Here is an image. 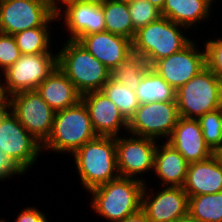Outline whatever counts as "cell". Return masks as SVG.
Wrapping results in <instances>:
<instances>
[{"instance_id":"obj_21","label":"cell","mask_w":222,"mask_h":222,"mask_svg":"<svg viewBox=\"0 0 222 222\" xmlns=\"http://www.w3.org/2000/svg\"><path fill=\"white\" fill-rule=\"evenodd\" d=\"M214 4L211 0H165L161 15L195 31L205 21L213 20L210 18L214 16Z\"/></svg>"},{"instance_id":"obj_15","label":"cell","mask_w":222,"mask_h":222,"mask_svg":"<svg viewBox=\"0 0 222 222\" xmlns=\"http://www.w3.org/2000/svg\"><path fill=\"white\" fill-rule=\"evenodd\" d=\"M56 15L59 21L56 23L60 25L62 21V31L68 32L65 34L64 40L78 41L82 36L105 31L104 13L101 5L73 0L66 2L58 9Z\"/></svg>"},{"instance_id":"obj_5","label":"cell","mask_w":222,"mask_h":222,"mask_svg":"<svg viewBox=\"0 0 222 222\" xmlns=\"http://www.w3.org/2000/svg\"><path fill=\"white\" fill-rule=\"evenodd\" d=\"M88 110L80 101L75 106L55 112L51 133L42 144V152L70 154L95 139Z\"/></svg>"},{"instance_id":"obj_39","label":"cell","mask_w":222,"mask_h":222,"mask_svg":"<svg viewBox=\"0 0 222 222\" xmlns=\"http://www.w3.org/2000/svg\"><path fill=\"white\" fill-rule=\"evenodd\" d=\"M158 9L162 10L165 0H147Z\"/></svg>"},{"instance_id":"obj_44","label":"cell","mask_w":222,"mask_h":222,"mask_svg":"<svg viewBox=\"0 0 222 222\" xmlns=\"http://www.w3.org/2000/svg\"><path fill=\"white\" fill-rule=\"evenodd\" d=\"M0 222H9V221H6V219L0 218Z\"/></svg>"},{"instance_id":"obj_33","label":"cell","mask_w":222,"mask_h":222,"mask_svg":"<svg viewBox=\"0 0 222 222\" xmlns=\"http://www.w3.org/2000/svg\"><path fill=\"white\" fill-rule=\"evenodd\" d=\"M45 213L38 209V207H23L18 215L14 218V222H49V217Z\"/></svg>"},{"instance_id":"obj_25","label":"cell","mask_w":222,"mask_h":222,"mask_svg":"<svg viewBox=\"0 0 222 222\" xmlns=\"http://www.w3.org/2000/svg\"><path fill=\"white\" fill-rule=\"evenodd\" d=\"M101 7L104 13L105 31L133 41L136 31L133 28L128 3L109 0Z\"/></svg>"},{"instance_id":"obj_20","label":"cell","mask_w":222,"mask_h":222,"mask_svg":"<svg viewBox=\"0 0 222 222\" xmlns=\"http://www.w3.org/2000/svg\"><path fill=\"white\" fill-rule=\"evenodd\" d=\"M183 188L188 197L222 192V168L216 157L189 163Z\"/></svg>"},{"instance_id":"obj_37","label":"cell","mask_w":222,"mask_h":222,"mask_svg":"<svg viewBox=\"0 0 222 222\" xmlns=\"http://www.w3.org/2000/svg\"><path fill=\"white\" fill-rule=\"evenodd\" d=\"M174 222H199L196 218H194L189 212Z\"/></svg>"},{"instance_id":"obj_7","label":"cell","mask_w":222,"mask_h":222,"mask_svg":"<svg viewBox=\"0 0 222 222\" xmlns=\"http://www.w3.org/2000/svg\"><path fill=\"white\" fill-rule=\"evenodd\" d=\"M0 149L25 175L42 154V144L19 122L4 105L0 109Z\"/></svg>"},{"instance_id":"obj_32","label":"cell","mask_w":222,"mask_h":222,"mask_svg":"<svg viewBox=\"0 0 222 222\" xmlns=\"http://www.w3.org/2000/svg\"><path fill=\"white\" fill-rule=\"evenodd\" d=\"M203 42L206 53V66L219 78L222 77V34L213 35ZM218 36V37H215ZM221 36V37H220Z\"/></svg>"},{"instance_id":"obj_9","label":"cell","mask_w":222,"mask_h":222,"mask_svg":"<svg viewBox=\"0 0 222 222\" xmlns=\"http://www.w3.org/2000/svg\"><path fill=\"white\" fill-rule=\"evenodd\" d=\"M58 22L47 0H0V32L15 35Z\"/></svg>"},{"instance_id":"obj_35","label":"cell","mask_w":222,"mask_h":222,"mask_svg":"<svg viewBox=\"0 0 222 222\" xmlns=\"http://www.w3.org/2000/svg\"><path fill=\"white\" fill-rule=\"evenodd\" d=\"M117 222H150V221L148 220L146 213L142 209H140L138 212L129 215L128 217Z\"/></svg>"},{"instance_id":"obj_23","label":"cell","mask_w":222,"mask_h":222,"mask_svg":"<svg viewBox=\"0 0 222 222\" xmlns=\"http://www.w3.org/2000/svg\"><path fill=\"white\" fill-rule=\"evenodd\" d=\"M136 96L140 105L155 101H176V90L149 67L137 87Z\"/></svg>"},{"instance_id":"obj_18","label":"cell","mask_w":222,"mask_h":222,"mask_svg":"<svg viewBox=\"0 0 222 222\" xmlns=\"http://www.w3.org/2000/svg\"><path fill=\"white\" fill-rule=\"evenodd\" d=\"M166 142L188 163L205 160L214 153L205 142L198 119L180 117Z\"/></svg>"},{"instance_id":"obj_27","label":"cell","mask_w":222,"mask_h":222,"mask_svg":"<svg viewBox=\"0 0 222 222\" xmlns=\"http://www.w3.org/2000/svg\"><path fill=\"white\" fill-rule=\"evenodd\" d=\"M108 98L118 107L121 114L129 122L134 116L140 102L136 96V91L131 90L112 77L104 84L102 90Z\"/></svg>"},{"instance_id":"obj_14","label":"cell","mask_w":222,"mask_h":222,"mask_svg":"<svg viewBox=\"0 0 222 222\" xmlns=\"http://www.w3.org/2000/svg\"><path fill=\"white\" fill-rule=\"evenodd\" d=\"M150 187L144 185L141 205L150 222H174L188 213L189 197L183 187H158V191Z\"/></svg>"},{"instance_id":"obj_3","label":"cell","mask_w":222,"mask_h":222,"mask_svg":"<svg viewBox=\"0 0 222 222\" xmlns=\"http://www.w3.org/2000/svg\"><path fill=\"white\" fill-rule=\"evenodd\" d=\"M187 33L189 35L188 28L161 16L136 31L133 53L143 57L151 67L156 61L185 48L194 39Z\"/></svg>"},{"instance_id":"obj_10","label":"cell","mask_w":222,"mask_h":222,"mask_svg":"<svg viewBox=\"0 0 222 222\" xmlns=\"http://www.w3.org/2000/svg\"><path fill=\"white\" fill-rule=\"evenodd\" d=\"M157 140L125 133L116 137L117 167L120 177L136 179L144 184L153 173ZM151 173V174H149Z\"/></svg>"},{"instance_id":"obj_26","label":"cell","mask_w":222,"mask_h":222,"mask_svg":"<svg viewBox=\"0 0 222 222\" xmlns=\"http://www.w3.org/2000/svg\"><path fill=\"white\" fill-rule=\"evenodd\" d=\"M188 212L199 222H222V192L190 196Z\"/></svg>"},{"instance_id":"obj_8","label":"cell","mask_w":222,"mask_h":222,"mask_svg":"<svg viewBox=\"0 0 222 222\" xmlns=\"http://www.w3.org/2000/svg\"><path fill=\"white\" fill-rule=\"evenodd\" d=\"M57 51L43 54H21L20 58L0 75L4 100L15 93L34 91L56 68Z\"/></svg>"},{"instance_id":"obj_43","label":"cell","mask_w":222,"mask_h":222,"mask_svg":"<svg viewBox=\"0 0 222 222\" xmlns=\"http://www.w3.org/2000/svg\"><path fill=\"white\" fill-rule=\"evenodd\" d=\"M219 110H220L221 115H222V102H221V104H220Z\"/></svg>"},{"instance_id":"obj_41","label":"cell","mask_w":222,"mask_h":222,"mask_svg":"<svg viewBox=\"0 0 222 222\" xmlns=\"http://www.w3.org/2000/svg\"><path fill=\"white\" fill-rule=\"evenodd\" d=\"M4 105H5V100L2 97L1 89H0V106H4Z\"/></svg>"},{"instance_id":"obj_34","label":"cell","mask_w":222,"mask_h":222,"mask_svg":"<svg viewBox=\"0 0 222 222\" xmlns=\"http://www.w3.org/2000/svg\"><path fill=\"white\" fill-rule=\"evenodd\" d=\"M17 175V178L22 175L24 177V174L13 164V162L4 155L2 150L0 149V182H3L4 180H12L11 178L15 177Z\"/></svg>"},{"instance_id":"obj_19","label":"cell","mask_w":222,"mask_h":222,"mask_svg":"<svg viewBox=\"0 0 222 222\" xmlns=\"http://www.w3.org/2000/svg\"><path fill=\"white\" fill-rule=\"evenodd\" d=\"M188 164L168 142H158L154 155L153 177H157V184L160 182L162 187H183Z\"/></svg>"},{"instance_id":"obj_36","label":"cell","mask_w":222,"mask_h":222,"mask_svg":"<svg viewBox=\"0 0 222 222\" xmlns=\"http://www.w3.org/2000/svg\"><path fill=\"white\" fill-rule=\"evenodd\" d=\"M73 1V0H47L49 5L57 11L60 9L66 2Z\"/></svg>"},{"instance_id":"obj_31","label":"cell","mask_w":222,"mask_h":222,"mask_svg":"<svg viewBox=\"0 0 222 222\" xmlns=\"http://www.w3.org/2000/svg\"><path fill=\"white\" fill-rule=\"evenodd\" d=\"M21 56L13 35L0 32V75Z\"/></svg>"},{"instance_id":"obj_11","label":"cell","mask_w":222,"mask_h":222,"mask_svg":"<svg viewBox=\"0 0 222 222\" xmlns=\"http://www.w3.org/2000/svg\"><path fill=\"white\" fill-rule=\"evenodd\" d=\"M5 105L35 139L41 144L47 140L55 111L36 90L15 93L5 100Z\"/></svg>"},{"instance_id":"obj_17","label":"cell","mask_w":222,"mask_h":222,"mask_svg":"<svg viewBox=\"0 0 222 222\" xmlns=\"http://www.w3.org/2000/svg\"><path fill=\"white\" fill-rule=\"evenodd\" d=\"M78 42L111 72L133 53L130 39L108 31L82 36Z\"/></svg>"},{"instance_id":"obj_6","label":"cell","mask_w":222,"mask_h":222,"mask_svg":"<svg viewBox=\"0 0 222 222\" xmlns=\"http://www.w3.org/2000/svg\"><path fill=\"white\" fill-rule=\"evenodd\" d=\"M180 117L198 119L219 109L222 102L221 79L207 66L176 90Z\"/></svg>"},{"instance_id":"obj_4","label":"cell","mask_w":222,"mask_h":222,"mask_svg":"<svg viewBox=\"0 0 222 222\" xmlns=\"http://www.w3.org/2000/svg\"><path fill=\"white\" fill-rule=\"evenodd\" d=\"M57 51V67L81 95L102 90L111 71L76 40H63ZM63 47V48H62Z\"/></svg>"},{"instance_id":"obj_16","label":"cell","mask_w":222,"mask_h":222,"mask_svg":"<svg viewBox=\"0 0 222 222\" xmlns=\"http://www.w3.org/2000/svg\"><path fill=\"white\" fill-rule=\"evenodd\" d=\"M81 101L88 110L93 130L98 136L117 137L128 132V121L103 91L86 93L82 95Z\"/></svg>"},{"instance_id":"obj_30","label":"cell","mask_w":222,"mask_h":222,"mask_svg":"<svg viewBox=\"0 0 222 222\" xmlns=\"http://www.w3.org/2000/svg\"><path fill=\"white\" fill-rule=\"evenodd\" d=\"M130 17L133 23V28L138 31L147 24L159 19L161 10L155 7L147 0H133L128 3Z\"/></svg>"},{"instance_id":"obj_24","label":"cell","mask_w":222,"mask_h":222,"mask_svg":"<svg viewBox=\"0 0 222 222\" xmlns=\"http://www.w3.org/2000/svg\"><path fill=\"white\" fill-rule=\"evenodd\" d=\"M51 27V28H50ZM52 26H41L36 28H30L19 32L14 36L17 46L19 47L21 54H43L54 53L57 51V46L53 41L55 34L52 31ZM53 33V35H51ZM53 45L56 46L55 48ZM53 47V48H52ZM55 49V50H54Z\"/></svg>"},{"instance_id":"obj_22","label":"cell","mask_w":222,"mask_h":222,"mask_svg":"<svg viewBox=\"0 0 222 222\" xmlns=\"http://www.w3.org/2000/svg\"><path fill=\"white\" fill-rule=\"evenodd\" d=\"M36 91L55 112L75 106L82 97L72 81L57 66Z\"/></svg>"},{"instance_id":"obj_13","label":"cell","mask_w":222,"mask_h":222,"mask_svg":"<svg viewBox=\"0 0 222 222\" xmlns=\"http://www.w3.org/2000/svg\"><path fill=\"white\" fill-rule=\"evenodd\" d=\"M195 39L196 37L182 50L156 61L151 66L175 90L206 67L204 44L202 42L198 45V40L196 42Z\"/></svg>"},{"instance_id":"obj_45","label":"cell","mask_w":222,"mask_h":222,"mask_svg":"<svg viewBox=\"0 0 222 222\" xmlns=\"http://www.w3.org/2000/svg\"><path fill=\"white\" fill-rule=\"evenodd\" d=\"M213 3L215 2V4H217V2H220V0H211Z\"/></svg>"},{"instance_id":"obj_2","label":"cell","mask_w":222,"mask_h":222,"mask_svg":"<svg viewBox=\"0 0 222 222\" xmlns=\"http://www.w3.org/2000/svg\"><path fill=\"white\" fill-rule=\"evenodd\" d=\"M144 185L136 179L118 177L88 192L90 208L108 222L121 221L141 209Z\"/></svg>"},{"instance_id":"obj_29","label":"cell","mask_w":222,"mask_h":222,"mask_svg":"<svg viewBox=\"0 0 222 222\" xmlns=\"http://www.w3.org/2000/svg\"><path fill=\"white\" fill-rule=\"evenodd\" d=\"M206 144L214 152L222 147V115L219 109L198 118Z\"/></svg>"},{"instance_id":"obj_28","label":"cell","mask_w":222,"mask_h":222,"mask_svg":"<svg viewBox=\"0 0 222 222\" xmlns=\"http://www.w3.org/2000/svg\"><path fill=\"white\" fill-rule=\"evenodd\" d=\"M149 67L143 57L132 53L111 72V77L131 90L136 91L143 75Z\"/></svg>"},{"instance_id":"obj_42","label":"cell","mask_w":222,"mask_h":222,"mask_svg":"<svg viewBox=\"0 0 222 222\" xmlns=\"http://www.w3.org/2000/svg\"><path fill=\"white\" fill-rule=\"evenodd\" d=\"M113 1L123 2V3H130V2H132L133 0H113Z\"/></svg>"},{"instance_id":"obj_12","label":"cell","mask_w":222,"mask_h":222,"mask_svg":"<svg viewBox=\"0 0 222 222\" xmlns=\"http://www.w3.org/2000/svg\"><path fill=\"white\" fill-rule=\"evenodd\" d=\"M179 118L176 101L142 104L128 122V133L167 141Z\"/></svg>"},{"instance_id":"obj_40","label":"cell","mask_w":222,"mask_h":222,"mask_svg":"<svg viewBox=\"0 0 222 222\" xmlns=\"http://www.w3.org/2000/svg\"><path fill=\"white\" fill-rule=\"evenodd\" d=\"M84 3H91V4H97V5H103L109 0H78Z\"/></svg>"},{"instance_id":"obj_1","label":"cell","mask_w":222,"mask_h":222,"mask_svg":"<svg viewBox=\"0 0 222 222\" xmlns=\"http://www.w3.org/2000/svg\"><path fill=\"white\" fill-rule=\"evenodd\" d=\"M74 158L76 175L85 191L120 177L116 157V137L97 136L77 149Z\"/></svg>"},{"instance_id":"obj_38","label":"cell","mask_w":222,"mask_h":222,"mask_svg":"<svg viewBox=\"0 0 222 222\" xmlns=\"http://www.w3.org/2000/svg\"><path fill=\"white\" fill-rule=\"evenodd\" d=\"M213 155L216 157V159L218 160V162L222 168V147L215 150Z\"/></svg>"}]
</instances>
